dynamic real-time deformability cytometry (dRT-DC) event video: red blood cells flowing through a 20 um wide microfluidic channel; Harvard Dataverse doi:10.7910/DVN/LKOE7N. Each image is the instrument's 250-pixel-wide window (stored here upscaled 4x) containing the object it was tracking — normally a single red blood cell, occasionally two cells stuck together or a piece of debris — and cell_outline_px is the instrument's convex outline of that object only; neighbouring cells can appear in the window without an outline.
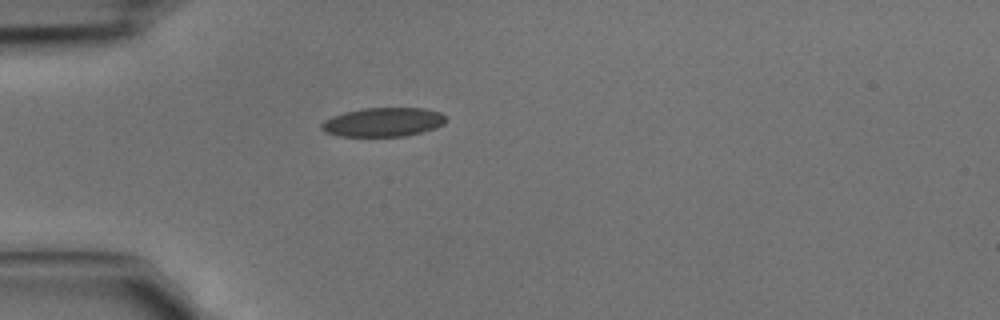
{"species": "common noctule bat (a hibernating species)", "species_latin": "Nyctalus noctula", "temperature_condition": "cold", "stored_images_in_passage": 1, "camera_frame_rate_fps": 3000, "um_per_image_px": 0.085, "animal": {"sex": "male", "body_mass_g": 15.6}, "frame": {"image": 1, "passage_image": 1, "time_ms": 0.0, "image_size_px": [1000, 320], "cell_outline_px": [[448, 120], [444, 124], [436, 128], [404, 136], [336, 136], [324, 132], [320, 128], [320, 124], [324, 120], [332, 116], [344, 112], [364, 108], [424, 108], [440, 112]], "centroid_in_image_um": [32.55, 10.38], "position_along_channel_um": 52.5, "area_um2": 21.15}}